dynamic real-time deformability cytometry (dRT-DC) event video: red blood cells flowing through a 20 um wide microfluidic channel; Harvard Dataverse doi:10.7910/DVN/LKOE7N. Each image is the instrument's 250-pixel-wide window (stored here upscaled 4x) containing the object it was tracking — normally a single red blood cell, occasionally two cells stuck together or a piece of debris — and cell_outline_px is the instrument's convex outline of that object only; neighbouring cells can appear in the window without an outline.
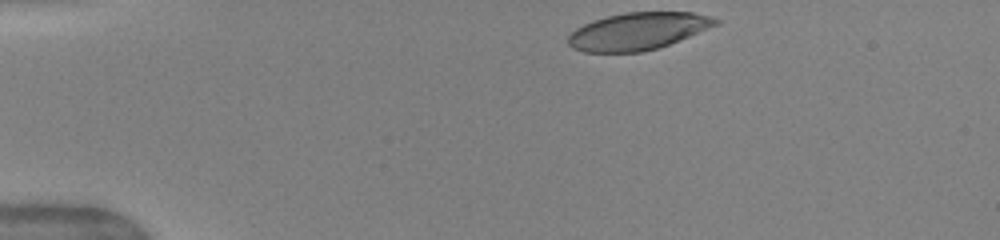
{"species": "human", "species_latin": "Homo sapiens", "temperature_condition": "warm", "stored_images_in_passage": 42, "camera_frame_rate_fps": 3000, "um_per_image_px": 0.085, "donor": {"sex": "female"}, "frame": {"image": 1, "passage_image": 1, "time_ms": 0.0, "image_size_px": [1000, 240], "cell_outline_px": [[720, 24], [668, 44], [656, 48], [640, 52], [584, 52], [572, 48], [568, 44], [568, 36], [576, 28], [592, 20], [624, 12], [692, 12], [708, 16], [720, 20]], "centroid_in_image_um": [54.2, 2.65], "position_along_channel_um": 30.8, "area_um2": 31.85}}
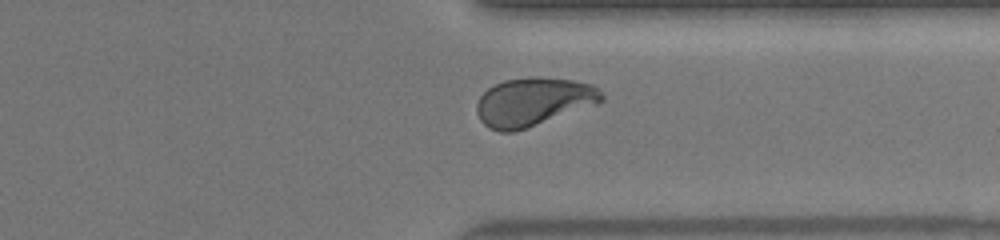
{"frame": {"image": 2, "passage_image": 31, "time_ms": 10.0, "image_size_px": [1000, 240], "cell_outline_px": [[604, 100], [600, 104], [512, 132], [500, 132], [488, 128], [480, 120], [476, 112], [476, 104], [480, 96], [488, 88], [504, 80], [532, 76], [536, 76], [572, 80], [592, 84], [600, 88], [604, 96]], "centroid_in_image_um": [45.36, 8.64], "position_along_channel_um": 366.0, "area_um2": 35.55}}
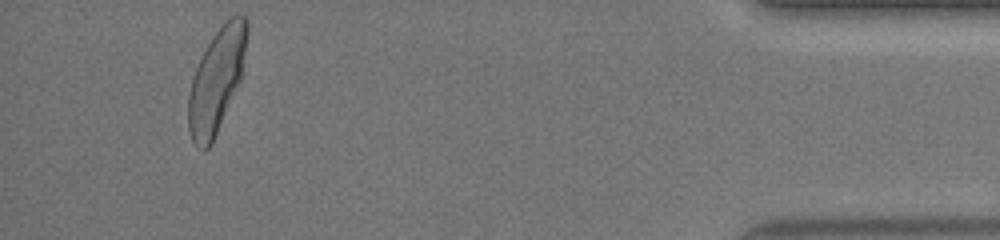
{"frame": {"image": 3, "passage_image": 39, "time_ms": 12.667, "image_size_px": [1000, 240], "cell_outline_px": [[248, 32], [240, 80], [212, 144], [204, 152], [196, 148], [192, 140], [188, 128], [188, 96], [192, 80], [196, 68], [212, 36], [224, 20], [228, 16], [244, 16], [248, 20]], "centroid_in_image_um": [18.4, 6.85], "position_along_channel_um": 416.8, "area_um2": 35.14}, "authors_computed_cell_mechanics": {"area_um2": 35.1135, "velocity_mm_per_s": 4.0352, "shape_relaxation_time_tau1_ms": 3.8859, "shape_relaxation_time_tau2_ms": 0.7616, "deformation_change_tau1": 0.194, "deformation_change_tau2": 0.0638}}